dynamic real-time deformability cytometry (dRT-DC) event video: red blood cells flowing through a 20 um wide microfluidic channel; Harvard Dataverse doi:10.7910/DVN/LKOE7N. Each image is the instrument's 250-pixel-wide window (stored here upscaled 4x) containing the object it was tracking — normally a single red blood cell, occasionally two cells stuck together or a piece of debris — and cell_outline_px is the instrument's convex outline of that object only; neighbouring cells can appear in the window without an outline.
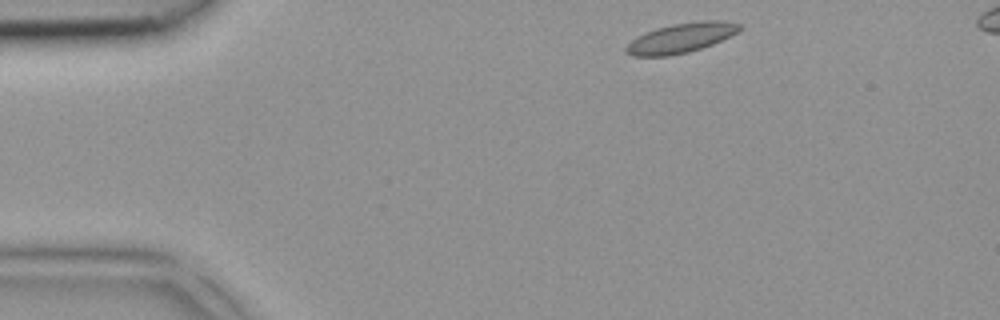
{"species": "common noctule bat (a hibernating species)", "species_latin": "Nyctalus noctula", "temperature_condition": "room temperature", "stored_images_in_passage": 3, "camera_frame_rate_fps": 3000, "um_per_image_px": 0.085, "animal": {"sex": "female", "body_mass_g": 18.4}, "frame": {"image": 1, "passage_image": 1, "time_ms": 0.0, "image_size_px": [1000, 320], "cell_outline_px": [[744, 28], [712, 44], [688, 52], [668, 56], [632, 56], [624, 52], [624, 48], [636, 36], [644, 32], [656, 28], [672, 24], [700, 20], [720, 20], [740, 24]], "centroid_in_image_um": [57.84, 3.22], "position_along_channel_um": 27.2, "area_um2": 19.65}}